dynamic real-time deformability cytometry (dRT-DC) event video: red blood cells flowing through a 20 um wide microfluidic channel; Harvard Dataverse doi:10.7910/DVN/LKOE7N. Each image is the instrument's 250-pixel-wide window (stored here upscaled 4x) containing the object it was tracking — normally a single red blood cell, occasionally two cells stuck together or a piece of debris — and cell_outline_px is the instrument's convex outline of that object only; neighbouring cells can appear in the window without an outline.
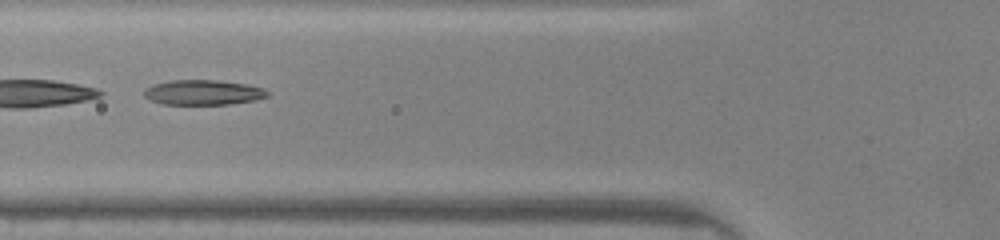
{"species": "common noctule bat (a hibernating species)", "species_latin": "Nyctalus noctula", "temperature_condition": "warm", "stored_images_in_passage": 46, "segment_of_instrument_passage": [2, 2], "camera_frame_rate_fps": 3000, "um_per_image_px": 0.085, "animal": {"sex": "male", "body_mass_g": 20.0, "forearm_length_mm": 53.3}, "frame": {"image": 1, "passage_image": 17, "time_ms": 5.333, "image_size_px": [1000, 240], "cell_outline_px": [[268, 96], [256, 100], [228, 104], [164, 104], [152, 100], [144, 96], [144, 88], [152, 84], [172, 80], [216, 80], [248, 84], [264, 88], [268, 92]], "centroid_in_image_um": [17.27, 7.85], "position_along_channel_um": 108.5, "area_um2": 17.98}}
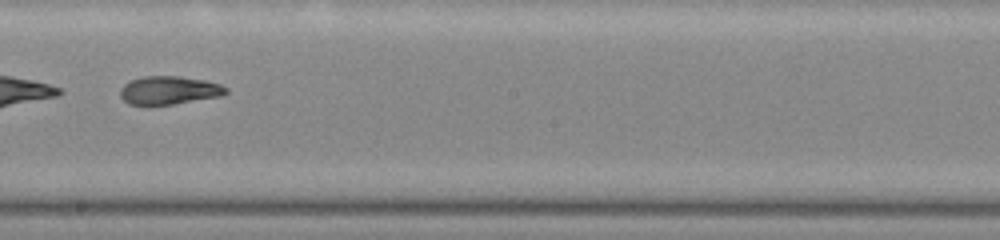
{"frame": {"image": 2, "passage_image": 26, "time_ms": 8.333, "image_size_px": [1000, 240], "cell_outline_px": [[228, 92], [220, 96], [148, 108], [128, 104], [120, 96], [120, 88], [124, 84], [132, 80], [144, 76], [180, 76], [204, 80], [220, 84], [228, 88]], "centroid_in_image_um": [14.31, 7.71], "position_along_channel_um": 233.9, "area_um2": 17.86}}
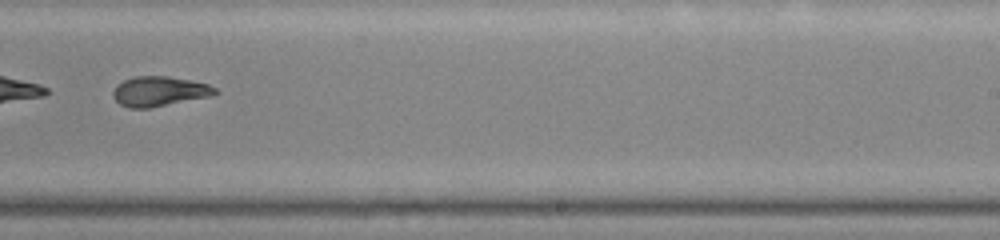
{"frame": {"image": 3, "passage_image": 29, "time_ms": 9.333, "image_size_px": [1000, 240], "cell_outline_px": [[216, 92], [212, 96], [148, 108], [128, 108], [120, 104], [112, 96], [112, 92], [116, 84], [124, 80], [136, 76], [168, 76], [192, 80], [208, 84], [216, 88]], "centroid_in_image_um": [13.52, 7.76], "position_along_channel_um": 275.5, "area_um2": 17.8}}